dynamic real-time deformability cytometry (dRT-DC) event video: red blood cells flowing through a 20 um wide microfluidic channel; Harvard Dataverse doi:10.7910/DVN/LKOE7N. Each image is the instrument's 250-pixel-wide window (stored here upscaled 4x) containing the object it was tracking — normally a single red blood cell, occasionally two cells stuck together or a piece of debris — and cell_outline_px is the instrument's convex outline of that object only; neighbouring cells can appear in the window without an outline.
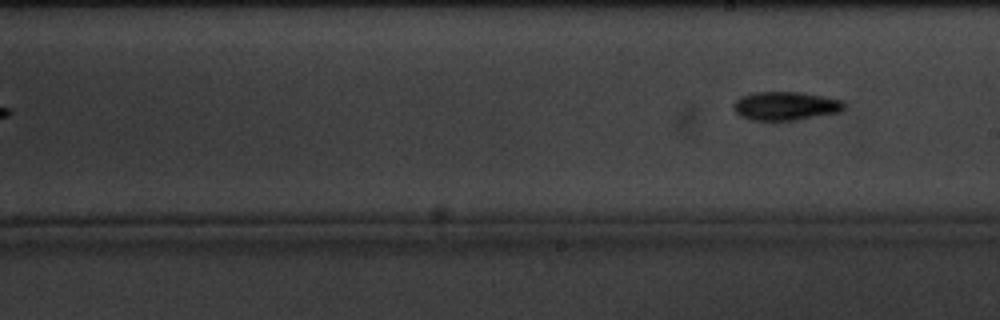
{"species": "common noctule bat (a hibernating species)", "species_latin": "Nyctalus noctula", "temperature_condition": "cold", "stored_images_in_passage": 9, "camera_frame_rate_fps": 3000, "um_per_image_px": 0.085, "animal": {"sex": "male", "body_mass_g": 20.1, "forearm_length_mm": 53.5}, "frame": {"image": 1, "passage_image": 9, "time_ms": 10.0, "image_size_px": [1000, 320], "cell_outline_px": [[844, 108], [840, 112], [796, 120], [752, 120], [740, 116], [736, 112], [732, 104], [740, 96], [752, 92], [800, 92], [824, 96], [844, 100]], "centroid_in_image_um": [66.77, 8.99], "position_along_channel_um": 222.2, "area_um2": 18.55}}